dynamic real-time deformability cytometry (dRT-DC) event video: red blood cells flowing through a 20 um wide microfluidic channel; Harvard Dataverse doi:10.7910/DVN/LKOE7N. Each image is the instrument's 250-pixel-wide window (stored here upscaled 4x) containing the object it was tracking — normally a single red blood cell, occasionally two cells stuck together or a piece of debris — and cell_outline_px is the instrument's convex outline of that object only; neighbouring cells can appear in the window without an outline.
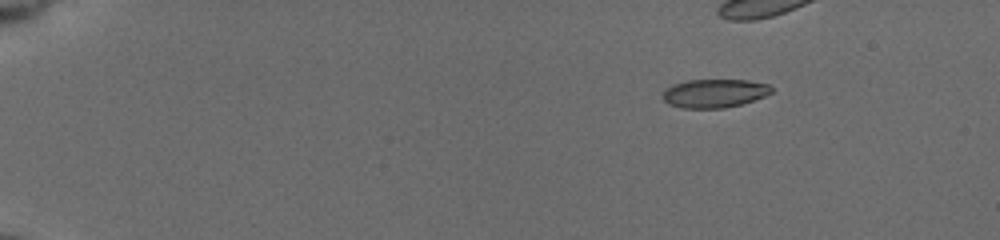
{"species": "common noctule bat (a hibernating species)", "species_latin": "Nyctalus noctula", "temperature_condition": "cold", "stored_images_in_passage": 13, "camera_frame_rate_fps": 3000, "um_per_image_px": 0.085, "animal": {"sex": "female", "body_mass_g": 19.5, "forearm_length_mm": 54.1}, "frame": {"image": 1, "passage_image": 1, "time_ms": 0.0, "image_size_px": [1000, 240], "cell_outline_px": [[772, 92], [764, 96], [740, 104], [724, 108], [680, 108], [668, 104], [664, 100], [664, 92], [672, 84], [688, 80], [748, 80], [768, 84], [772, 88]], "centroid_in_image_um": [60.72, 7.93], "position_along_channel_um": 24.3, "area_um2": 17.92}}